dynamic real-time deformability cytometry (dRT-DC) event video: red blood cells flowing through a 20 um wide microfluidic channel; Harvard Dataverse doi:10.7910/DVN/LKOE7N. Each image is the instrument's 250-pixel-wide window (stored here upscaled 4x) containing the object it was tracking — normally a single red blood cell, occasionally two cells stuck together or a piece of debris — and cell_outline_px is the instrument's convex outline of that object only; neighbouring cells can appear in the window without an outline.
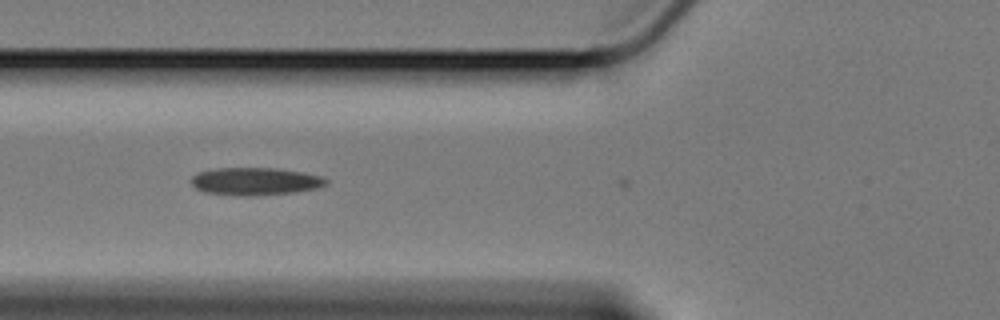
{"species": "Egyptian fruit bat (a non-hibernating species)", "species_latin": "Rousettus aegyptiacus", "temperature_condition": "cold", "stored_images_in_passage": 3, "camera_frame_rate_fps": 3000, "um_per_image_px": 0.085, "animal": {"sex": "female"}, "frame": {"image": 1, "passage_image": 2, "time_ms": 0.333, "image_size_px": [1000, 320], "cell_outline_px": [[328, 184], [316, 188], [296, 192], [252, 196], [240, 196], [204, 192], [196, 188], [192, 184], [192, 176], [196, 172], [216, 168], [276, 168], [304, 172], [320, 176], [328, 180]], "centroid_in_image_um": [21.69, 15.41], "position_along_channel_um": 104.1, "area_um2": 21.85}}